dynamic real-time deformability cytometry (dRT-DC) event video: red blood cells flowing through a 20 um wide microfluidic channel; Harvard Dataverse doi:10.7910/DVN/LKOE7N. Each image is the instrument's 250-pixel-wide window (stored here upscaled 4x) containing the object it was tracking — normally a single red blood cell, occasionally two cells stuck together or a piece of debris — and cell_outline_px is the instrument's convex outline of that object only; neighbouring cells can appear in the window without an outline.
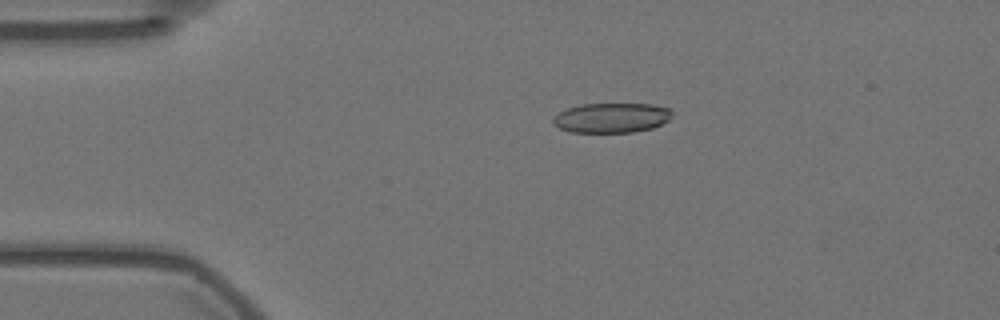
{"species": "Egyptian fruit bat (a non-hibernating species)", "species_latin": "Rousettus aegyptiacus", "temperature_condition": "warm", "stored_images_in_passage": 57, "camera_frame_rate_fps": 3000, "um_per_image_px": 0.085, "animal": {"sex": "female"}, "frame": {"image": 1, "passage_image": 12, "time_ms": 3.667, "image_size_px": [1000, 320], "cell_outline_px": [[672, 116], [668, 120], [652, 128], [632, 132], [572, 132], [560, 128], [552, 124], [552, 120], [560, 112], [568, 108], [580, 104], [652, 104], [668, 108], [672, 112]], "centroid_in_image_um": [51.98, 10.01], "position_along_channel_um": 33.0, "area_um2": 20.52}}
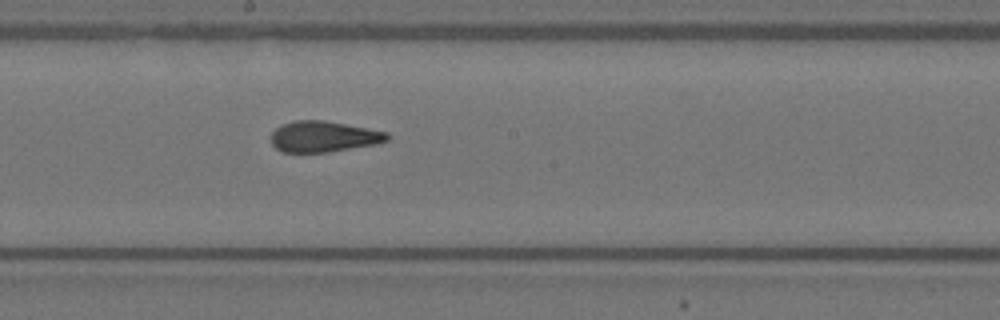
{"frame": {"image": 2, "passage_image": 31, "time_ms": 10.0, "image_size_px": [1000, 320], "cell_outline_px": [[388, 140], [376, 144], [328, 152], [284, 152], [276, 148], [272, 144], [272, 132], [280, 124], [296, 120], [324, 120], [388, 132]], "centroid_in_image_um": [27.49, 11.6], "position_along_channel_um": 220.7, "area_um2": 20.81}}
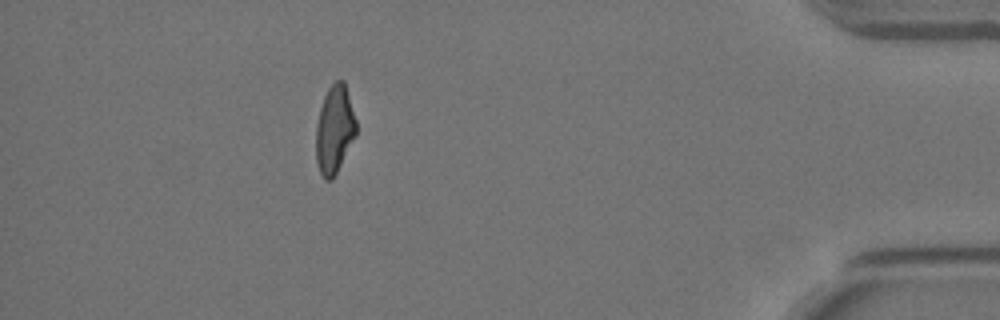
{"frame": {"image": 3, "passage_image": 51, "time_ms": 16.667, "image_size_px": [1000, 320], "cell_outline_px": [[356, 136], [332, 180], [324, 180], [320, 172], [316, 160], [316, 124], [320, 108], [324, 96], [328, 88], [336, 80], [344, 80], [356, 120]], "centroid_in_image_um": [28.43, 11.01], "position_along_channel_um": 406.8, "area_um2": 20.58}, "authors_computed_cell_mechanics": {"area_um2": 21.2126, "velocity_mm_per_s": 3.5902, "shape_relaxation_time_tau1_ms": null, "shape_relaxation_time_tau2_ms": 1.8878, "deformation_change_tau1": null, "deformation_change_tau2": 0.0968}}